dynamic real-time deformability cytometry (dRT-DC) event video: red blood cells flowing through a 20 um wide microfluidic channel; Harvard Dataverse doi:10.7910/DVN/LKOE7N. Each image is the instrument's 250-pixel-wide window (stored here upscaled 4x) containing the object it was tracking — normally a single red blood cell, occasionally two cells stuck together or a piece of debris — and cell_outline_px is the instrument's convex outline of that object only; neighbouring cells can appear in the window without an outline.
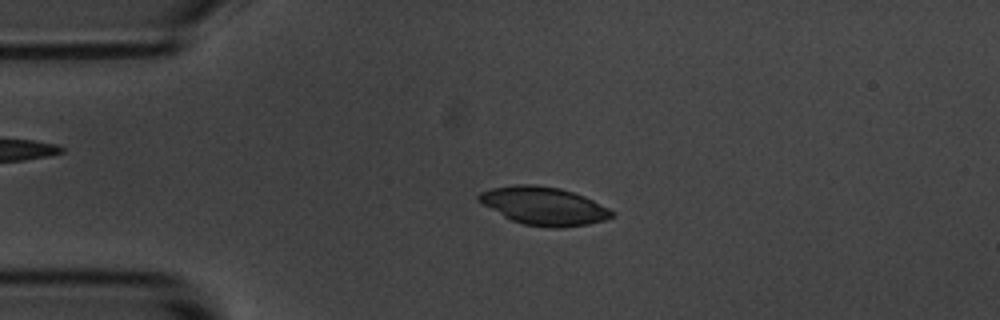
{"species": "common noctule bat (a hibernating species)", "species_latin": "Nyctalus noctula", "temperature_condition": "room temperature", "stored_images_in_passage": 55, "camera_frame_rate_fps": 3000, "um_per_image_px": 0.085, "animal": {"sex": "male", "body_mass_g": 20.1, "forearm_length_mm": 53.5}, "frame": {"image": 1, "passage_image": 12, "time_ms": 3.667, "image_size_px": [1000, 320], "cell_outline_px": [[616, 216], [604, 220], [588, 224], [560, 228], [552, 228], [524, 224], [512, 220], [504, 216], [476, 200], [476, 196], [480, 192], [492, 188], [516, 184], [536, 184], [560, 188], [584, 196], [616, 212]], "centroid_in_image_um": [46.23, 17.5], "position_along_channel_um": 38.8, "area_um2": 29.48}}
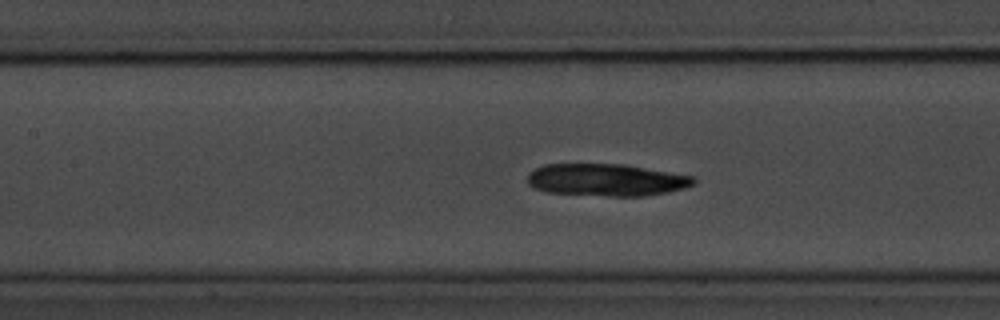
{"frame": {"image": 2, "passage_image": 24, "time_ms": 7.667, "image_size_px": [1000, 320], "cell_outline_px": [[696, 184], [684, 188], [668, 192], [644, 196], [612, 196], [544, 192], [528, 184], [528, 172], [544, 164], [628, 164], [696, 176]], "centroid_in_image_um": [51.6, 15.28], "position_along_channel_um": 155.8, "area_um2": 31.62}}
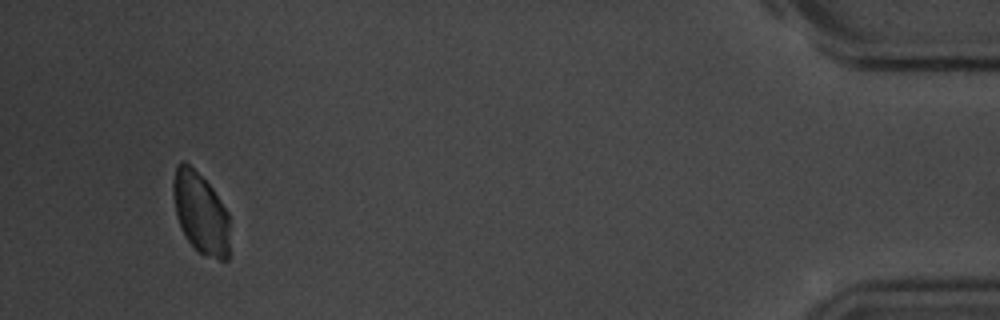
{"frame": {"image": 3, "passage_image": 52, "time_ms": 17.0, "image_size_px": [1000, 320], "cell_outline_px": [[228, 260], [220, 260], [204, 256], [184, 236], [180, 228], [176, 216], [172, 192], [172, 180], [176, 164], [180, 160], [184, 160], [212, 188], [228, 212]], "centroid_in_image_um": [17.01, 18.09], "position_along_channel_um": 418.2, "area_um2": 26.82}}